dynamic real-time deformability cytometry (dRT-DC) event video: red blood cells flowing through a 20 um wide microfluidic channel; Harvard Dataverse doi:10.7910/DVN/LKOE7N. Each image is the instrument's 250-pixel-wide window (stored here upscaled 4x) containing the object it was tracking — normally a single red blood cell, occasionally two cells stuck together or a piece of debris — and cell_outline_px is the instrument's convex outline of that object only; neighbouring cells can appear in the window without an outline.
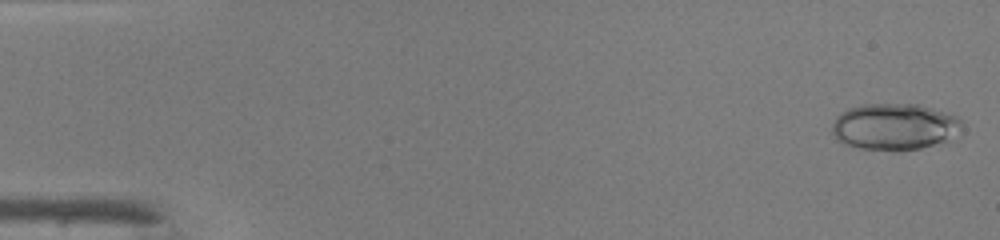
{"species": "common noctule bat (a hibernating species)", "species_latin": "Nyctalus noctula", "temperature_condition": "warm", "stored_images_in_passage": 44, "camera_frame_rate_fps": 3000, "um_per_image_px": 0.085, "animal": {"sex": "male", "body_mass_g": 19.0, "forearm_length_mm": 50.8}, "frame": {"image": 1, "passage_image": 1, "time_ms": 0.0, "image_size_px": [1000, 240], "cell_outline_px": [[960, 124], [948, 140], [920, 148], [896, 152], [892, 152], [860, 148], [844, 144], [836, 140], [832, 132], [832, 124], [836, 116], [848, 108], [864, 104], [916, 104], [932, 108], [956, 116], [960, 120]], "centroid_in_image_um": [75.93, 10.78], "position_along_channel_um": 9.1, "area_um2": 35.08}}
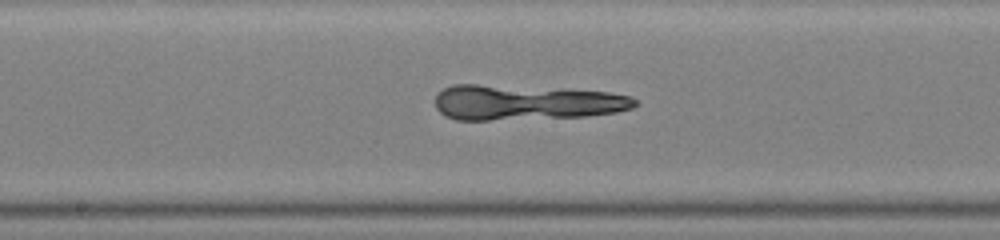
{"frame": {"image": 2, "passage_image": 25, "time_ms": 8.0, "image_size_px": [1000, 240], "cell_outline_px": [[640, 104], [632, 108], [616, 112], [584, 116], [488, 120], [456, 120], [444, 116], [436, 108], [436, 96], [444, 88], [452, 84], [476, 84], [564, 88], [608, 92], [632, 96]], "centroid_in_image_um": [44.71, 8.7], "position_along_channel_um": 203.5, "area_um2": 41.27}}
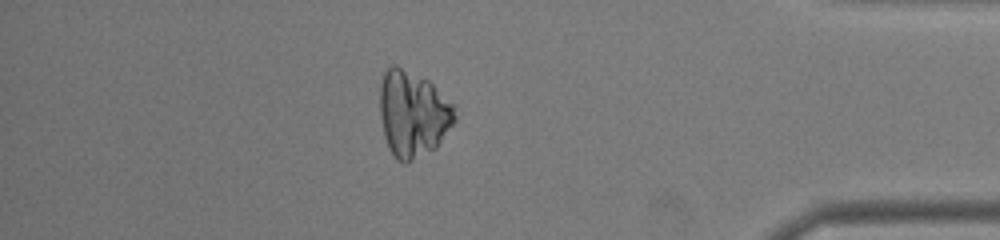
{"frame": {"image": 3, "passage_image": 41, "time_ms": 13.333, "image_size_px": [1000, 240], "cell_outline_px": [[456, 120], [436, 148], [404, 164], [396, 160], [388, 148], [384, 136], [380, 116], [380, 84], [384, 72], [392, 64], [396, 64], [428, 80], [456, 104]], "centroid_in_image_um": [35.11, 9.67], "position_along_channel_um": 400.1, "area_um2": 38.15}}